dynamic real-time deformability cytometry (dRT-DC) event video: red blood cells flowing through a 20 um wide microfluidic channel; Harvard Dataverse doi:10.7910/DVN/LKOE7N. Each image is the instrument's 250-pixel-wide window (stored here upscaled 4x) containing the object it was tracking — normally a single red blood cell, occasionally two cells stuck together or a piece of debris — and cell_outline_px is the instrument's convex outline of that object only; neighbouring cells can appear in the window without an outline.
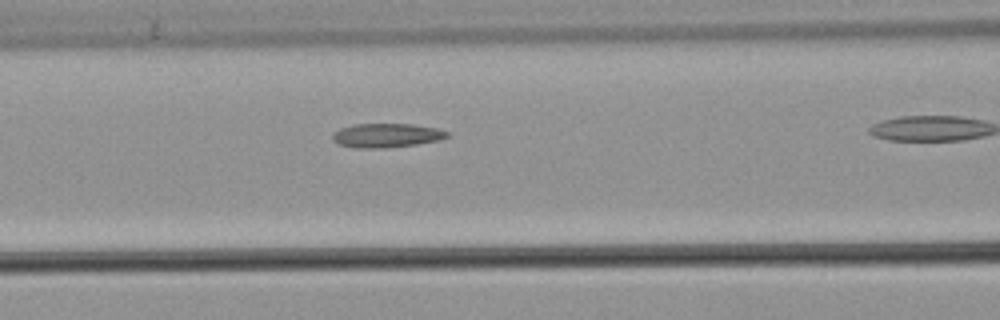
{"species": "common noctule bat (a hibernating species)", "species_latin": "Nyctalus noctula", "temperature_condition": "warm", "stored_images_in_passage": 29, "camera_frame_rate_fps": 3000, "um_per_image_px": 0.085, "animal": {"sex": "male", "body_mass_g": 21.5, "forearm_length_mm": 52.0}, "frame": {"image": 1, "passage_image": 9, "time_ms": 2.667, "image_size_px": [1000, 320], "cell_outline_px": [[448, 136], [440, 140], [416, 144], [384, 148], [352, 148], [336, 144], [332, 140], [332, 132], [340, 128], [352, 124], [412, 124], [436, 128], [448, 132]], "centroid_in_image_um": [32.77, 11.51], "position_along_channel_um": 133.8, "area_um2": 16.24}}
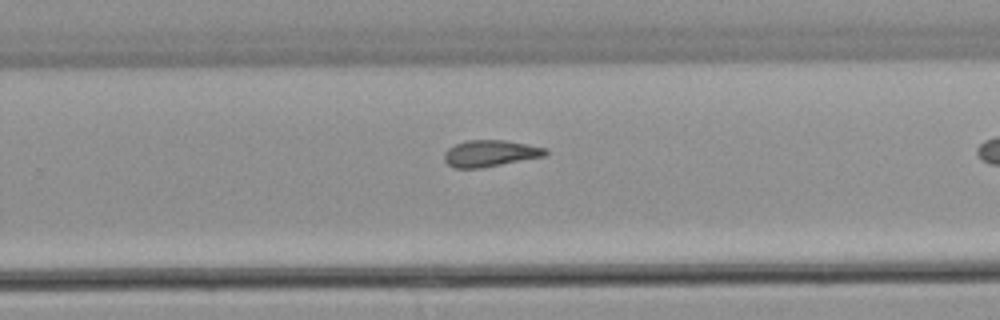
{"frame": {"image": 2, "passage_image": 21, "time_ms": 6.667, "image_size_px": [1000, 320], "cell_outline_px": [[548, 152], [544, 156], [480, 168], [452, 168], [444, 160], [444, 152], [448, 148], [464, 140], [504, 140], [528, 144], [548, 148]], "centroid_in_image_um": [41.65, 13.03], "position_along_channel_um": 288.2, "area_um2": 15.66}}